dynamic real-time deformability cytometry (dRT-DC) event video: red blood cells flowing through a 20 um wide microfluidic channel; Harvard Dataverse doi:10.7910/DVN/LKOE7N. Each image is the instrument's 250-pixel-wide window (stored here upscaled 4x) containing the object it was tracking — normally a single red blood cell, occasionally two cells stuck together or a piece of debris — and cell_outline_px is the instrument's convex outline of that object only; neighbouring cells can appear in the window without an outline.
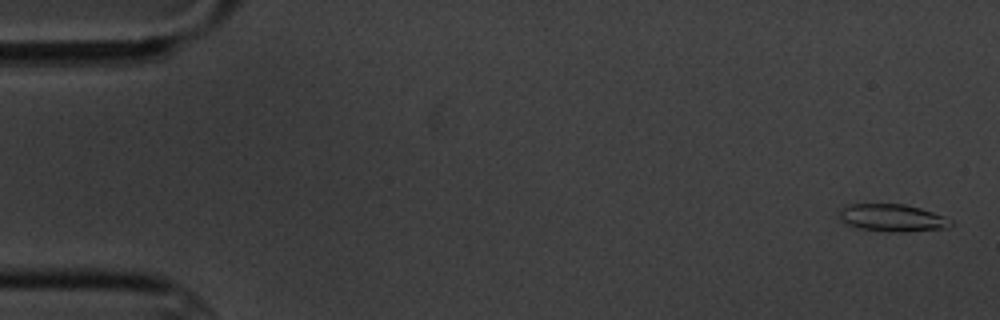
{"species": "common noctule bat (a hibernating species)", "species_latin": "Nyctalus noctula", "temperature_condition": "cold", "stored_images_in_passage": 7, "camera_frame_rate_fps": 3000, "um_per_image_px": 0.085, "animal": {"sex": "male", "body_mass_g": 20.1, "forearm_length_mm": 53.5}, "frame": {"image": 1, "passage_image": 1, "time_ms": 0.0, "image_size_px": [1000, 320], "cell_outline_px": [[952, 224], [948, 228], [904, 232], [888, 232], [860, 228], [844, 224], [836, 216], [840, 208], [848, 204], [904, 204], [920, 208], [944, 216], [952, 220]], "centroid_in_image_um": [75.79, 18.52], "position_along_channel_um": 9.2, "area_um2": 18.09}}
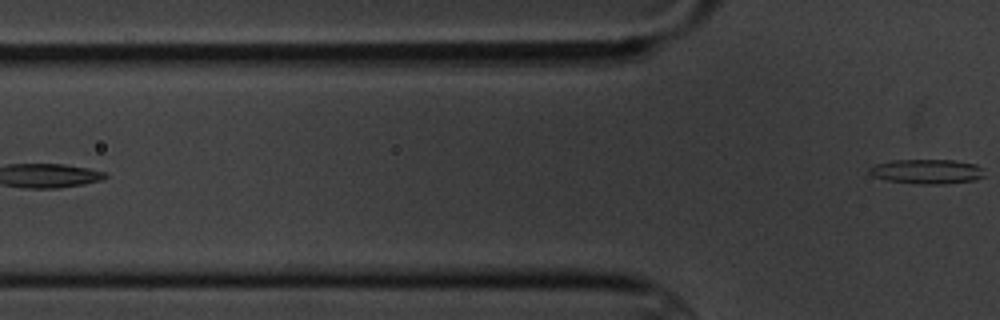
{"frame": {"image": 2, "passage_image": 7, "time_ms": 7.0, "image_size_px": [1000, 320], "cell_outline_px": [[984, 176], [972, 180], [944, 184], [920, 184], [888, 180], [872, 176], [868, 172], [868, 168], [876, 164], [892, 160], [952, 160], [976, 164], [980, 168]], "centroid_in_image_um": [78.74, 14.57], "position_along_channel_um": 47.1, "area_um2": 16.3}}